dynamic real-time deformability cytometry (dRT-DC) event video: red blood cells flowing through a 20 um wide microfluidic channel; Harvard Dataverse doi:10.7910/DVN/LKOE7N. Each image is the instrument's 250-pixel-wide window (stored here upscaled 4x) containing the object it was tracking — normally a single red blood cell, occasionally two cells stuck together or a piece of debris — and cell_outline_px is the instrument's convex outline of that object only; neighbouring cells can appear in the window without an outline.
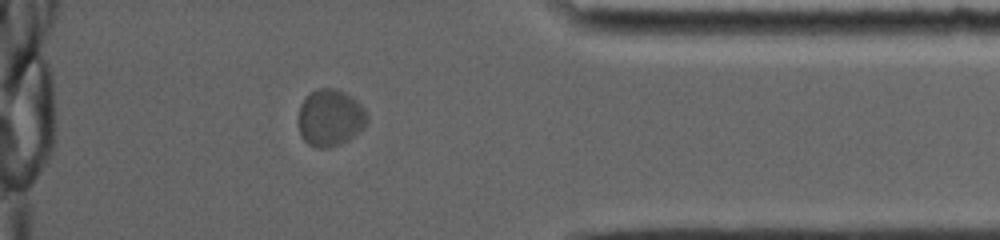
{"species": "common noctule bat (a hibernating species)", "species_latin": "Nyctalus noctula", "temperature_condition": "room temperature", "stored_images_in_passage": 25, "camera_frame_rate_fps": 5000, "um_per_image_px": 0.085, "animal": {"sex": "female", "body_mass_g": 19.0, "forearm_length_mm": 56.7}, "frame": {"image": 1, "passage_image": 22, "time_ms": 10.2, "image_size_px": [1000, 240], "cell_outline_px": [[368, 120], [364, 128], [348, 140], [340, 144], [324, 148], [320, 148], [308, 144], [300, 136], [296, 120], [300, 104], [304, 96], [316, 88], [336, 88], [352, 96], [364, 108], [368, 116]], "centroid_in_image_um": [28.03, 9.99], "position_along_channel_um": 407.2, "area_um2": 23.35}}